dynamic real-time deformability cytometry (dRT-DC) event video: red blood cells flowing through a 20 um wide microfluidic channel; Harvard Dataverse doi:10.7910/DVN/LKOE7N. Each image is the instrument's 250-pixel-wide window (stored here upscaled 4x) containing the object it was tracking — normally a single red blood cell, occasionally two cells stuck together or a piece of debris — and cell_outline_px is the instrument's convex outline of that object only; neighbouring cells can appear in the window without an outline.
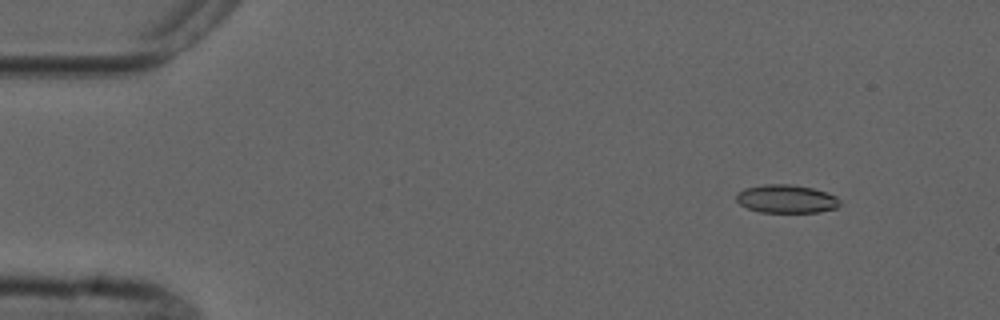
{"species": "common noctule bat (a hibernating species)", "species_latin": "Nyctalus noctula", "temperature_condition": "cold", "stored_images_in_passage": 3, "camera_frame_rate_fps": 3000, "um_per_image_px": 0.085, "animal": {"sex": "male", "forearm_length_mm": 52.5}, "frame": {"image": 1, "passage_image": 1, "time_ms": 0.0, "image_size_px": [1000, 320], "cell_outline_px": [[840, 204], [836, 208], [820, 212], [760, 212], [748, 208], [740, 204], [736, 200], [736, 192], [744, 188], [764, 184], [792, 184], [812, 188], [836, 196], [840, 200]], "centroid_in_image_um": [66.82, 16.9], "position_along_channel_um": 18.2, "area_um2": 17.11}}
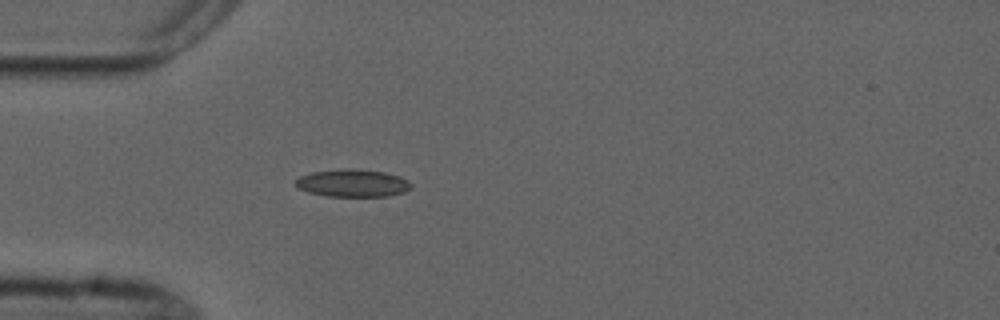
{"frame": {"image": 2, "passage_image": 3, "time_ms": 3.333, "image_size_px": [1000, 320], "cell_outline_px": [[412, 188], [404, 192], [388, 196], [328, 196], [308, 192], [296, 188], [296, 180], [300, 176], [312, 172], [348, 168], [356, 168], [384, 172], [400, 176], [408, 180], [412, 184]], "centroid_in_image_um": [30.0, 15.56], "position_along_channel_um": 55.0, "area_um2": 18.67}}